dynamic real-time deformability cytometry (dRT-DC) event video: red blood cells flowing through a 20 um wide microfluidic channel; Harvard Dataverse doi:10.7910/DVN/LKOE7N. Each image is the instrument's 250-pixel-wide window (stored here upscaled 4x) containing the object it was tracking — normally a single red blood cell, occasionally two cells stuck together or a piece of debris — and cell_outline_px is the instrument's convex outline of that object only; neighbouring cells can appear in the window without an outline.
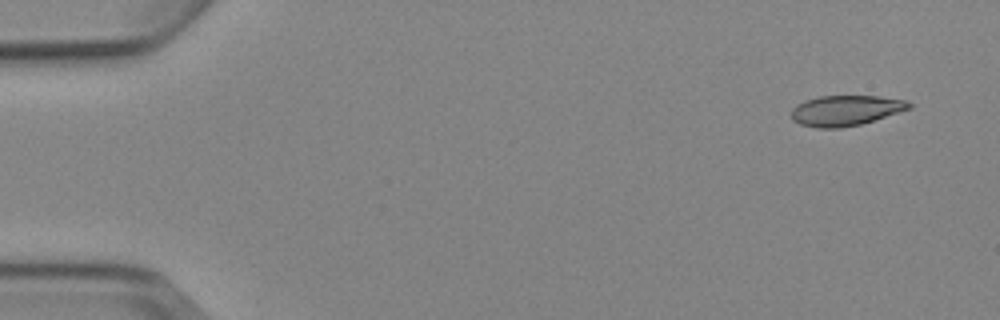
{"species": "Egyptian fruit bat (a non-hibernating species)", "species_latin": "Rousettus aegyptiacus", "temperature_condition": "cold", "stored_images_in_passage": 5, "camera_frame_rate_fps": 3000, "um_per_image_px": 0.085, "animal": {"sex": "female"}, "frame": {"image": 1, "passage_image": 1, "time_ms": 0.0, "image_size_px": [1000, 320], "cell_outline_px": [[912, 108], [860, 124], [840, 128], [816, 128], [800, 124], [792, 120], [792, 108], [796, 104], [804, 100], [820, 96], [880, 96], [908, 100], [912, 104]], "centroid_in_image_um": [71.88, 9.38], "position_along_channel_um": 13.1, "area_um2": 20.92}}